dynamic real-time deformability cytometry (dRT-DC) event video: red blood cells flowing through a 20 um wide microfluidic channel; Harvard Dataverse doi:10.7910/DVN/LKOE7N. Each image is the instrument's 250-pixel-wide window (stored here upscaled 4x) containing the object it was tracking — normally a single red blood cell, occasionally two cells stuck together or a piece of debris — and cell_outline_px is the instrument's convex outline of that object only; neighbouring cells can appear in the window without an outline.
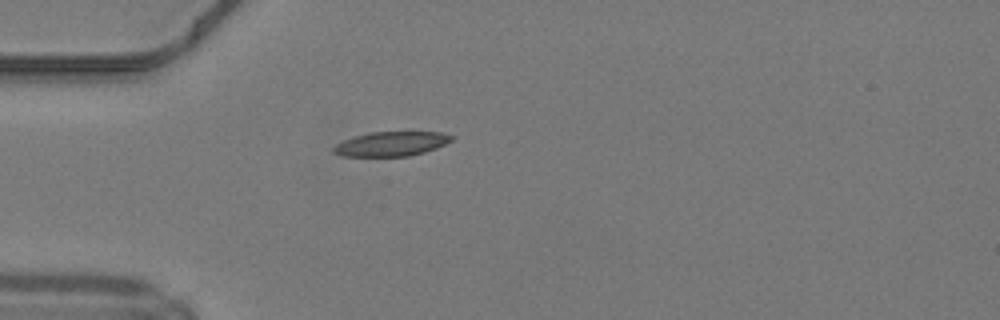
{"species": "common noctule bat (a hibernating species)", "species_latin": "Nyctalus noctula", "temperature_condition": "warm", "stored_images_in_passage": 36, "camera_frame_rate_fps": 3000, "um_per_image_px": 0.085, "animal": {"sex": "male", "body_mass_g": 19.2, "forearm_length_mm": 51.8}, "frame": {"image": 1, "passage_image": 1, "time_ms": 0.0, "image_size_px": [1000, 320], "cell_outline_px": [[452, 140], [436, 148], [424, 152], [408, 156], [340, 156], [332, 152], [332, 148], [336, 144], [344, 140], [368, 132], [440, 132], [452, 136]], "centroid_in_image_um": [33.21, 12.23], "position_along_channel_um": 51.8, "area_um2": 16.7}}
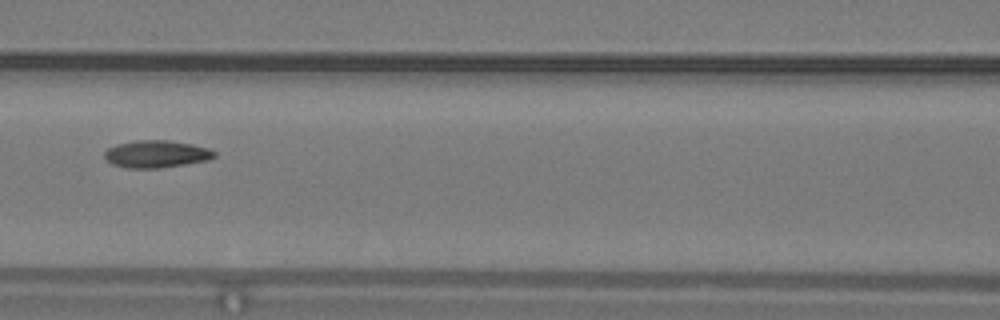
{"frame": {"image": 2, "passage_image": 9, "time_ms": 2.667, "image_size_px": [1000, 320], "cell_outline_px": [[216, 156], [208, 160], [160, 168], [124, 168], [112, 164], [104, 156], [104, 152], [108, 148], [116, 144], [136, 140], [168, 140], [192, 144], [208, 148], [216, 152]], "centroid_in_image_um": [13.28, 13.09], "position_along_channel_um": 153.3, "area_um2": 17.51}}
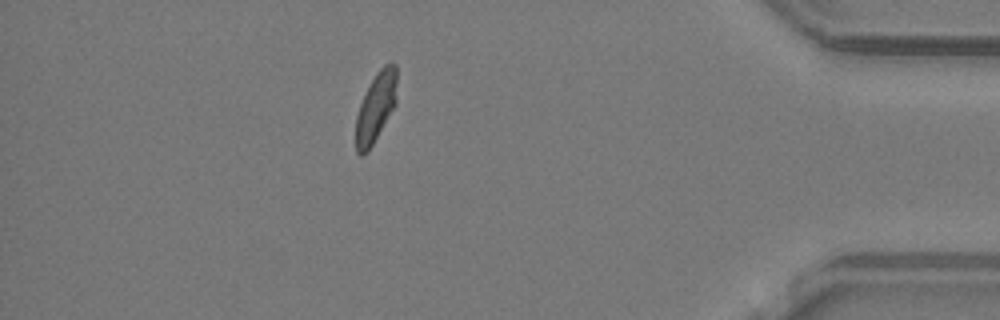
{"frame": {"image": 3, "passage_image": 30, "time_ms": 9.667, "image_size_px": [1000, 320], "cell_outline_px": [[396, 104], [368, 152], [364, 156], [360, 156], [356, 152], [356, 116], [360, 104], [376, 72], [384, 64], [392, 60], [396, 64]], "centroid_in_image_um": [31.95, 9.12], "position_along_channel_um": 403.2, "area_um2": 16.65}, "authors_computed_cell_mechanics": {"area_um2": 17.1377, "velocity_mm_per_s": 4.2211, "shape_relaxation_time_tau1_ms": 7.7302, "shape_relaxation_time_tau2_ms": 2.5941, "deformation_change_tau1": 0.1982, "deformation_change_tau2": 0.0805}}